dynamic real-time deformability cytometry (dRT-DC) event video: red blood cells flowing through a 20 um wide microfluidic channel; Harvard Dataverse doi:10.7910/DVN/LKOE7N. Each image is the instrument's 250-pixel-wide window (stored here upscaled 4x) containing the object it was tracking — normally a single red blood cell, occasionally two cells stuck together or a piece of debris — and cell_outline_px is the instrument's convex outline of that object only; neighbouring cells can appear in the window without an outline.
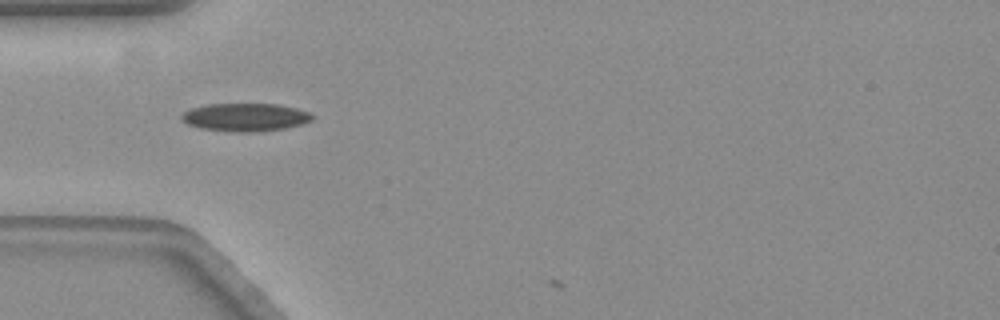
{"species": "common noctule bat (a hibernating species)", "species_latin": "Nyctalus noctula", "temperature_condition": "warm", "stored_images_in_passage": 3, "camera_frame_rate_fps": 3000, "um_per_image_px": 0.085, "animal": {"sex": "female", "body_mass_g": 19.3, "forearm_length_mm": 54.1}, "frame": {"image": 1, "passage_image": 1, "time_ms": 0.0, "image_size_px": [1000, 320], "cell_outline_px": [[312, 120], [300, 124], [284, 128], [252, 132], [236, 132], [200, 128], [188, 124], [180, 120], [180, 116], [184, 112], [192, 108], [208, 104], [280, 104], [312, 112]], "centroid_in_image_um": [20.84, 9.95], "position_along_channel_um": 64.2, "area_um2": 21.27}}